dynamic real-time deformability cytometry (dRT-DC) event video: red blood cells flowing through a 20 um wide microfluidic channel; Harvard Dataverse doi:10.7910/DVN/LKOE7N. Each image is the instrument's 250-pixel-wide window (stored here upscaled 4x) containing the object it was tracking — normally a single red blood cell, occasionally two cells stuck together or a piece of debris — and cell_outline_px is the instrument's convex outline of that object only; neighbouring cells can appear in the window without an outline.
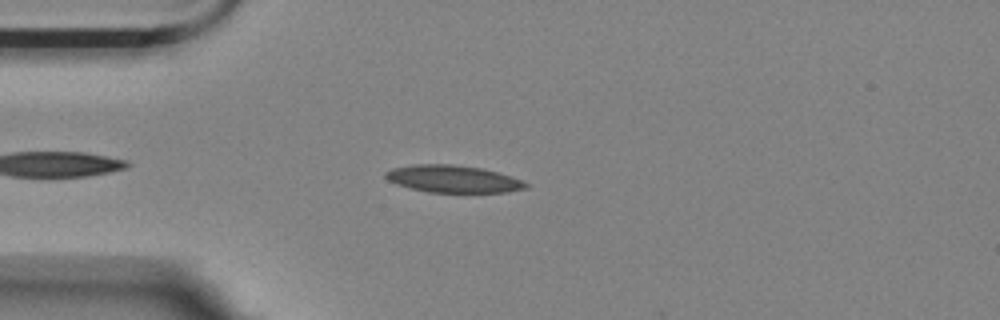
{"species": "Egyptian fruit bat (a non-hibernating species)", "species_latin": "Rousettus aegyptiacus", "temperature_condition": "room temperature", "stored_images_in_passage": 37, "camera_frame_rate_fps": 3000, "um_per_image_px": 0.085, "animal": {"sex": "female"}, "frame": {"image": 1, "passage_image": 6, "time_ms": 1.667, "image_size_px": [1000, 320], "cell_outline_px": [[528, 188], [508, 192], [428, 192], [396, 184], [388, 180], [384, 176], [384, 172], [392, 168], [412, 164], [452, 164], [484, 168], [512, 176], [528, 184]], "centroid_in_image_um": [38.51, 15.2], "position_along_channel_um": 46.5, "area_um2": 22.37}}
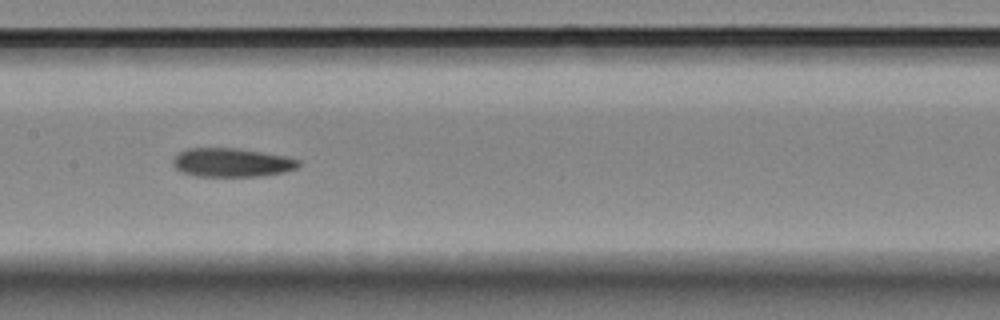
{"frame": {"image": 2, "passage_image": 19, "time_ms": 6.0, "image_size_px": [1000, 320], "cell_outline_px": [[300, 164], [296, 168], [284, 172], [256, 176], [196, 176], [184, 172], [176, 168], [172, 164], [172, 160], [180, 152], [188, 148], [236, 148], [288, 156], [300, 160]], "centroid_in_image_um": [19.72, 13.81], "position_along_channel_um": 187.7, "area_um2": 20.92}}
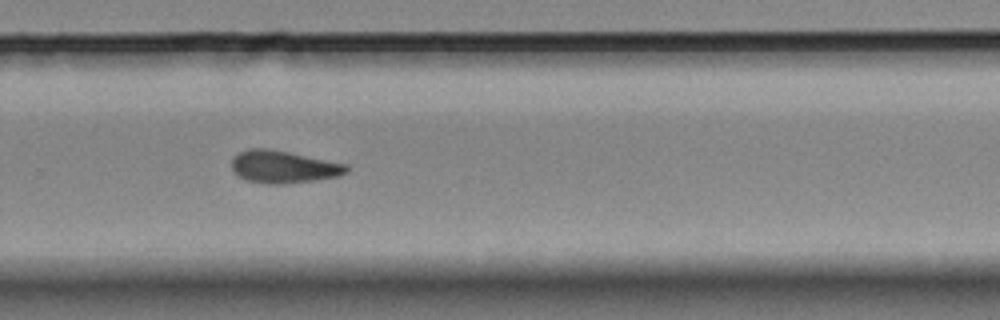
{"frame": {"image": 3, "passage_image": 29, "time_ms": 9.333, "image_size_px": [1000, 320], "cell_outline_px": [[348, 172], [340, 176], [316, 180], [284, 184], [264, 184], [248, 180], [240, 176], [232, 168], [232, 156], [248, 148], [268, 148], [348, 164]], "centroid_in_image_um": [24.11, 14.18], "position_along_channel_um": 305.7, "area_um2": 21.73}, "authors_computed_cell_mechanics": {"area_um2": 21.5016, "velocity_mm_per_s": 3.5474, "shape_relaxation_time_tau1_ms": null, "shape_relaxation_time_tau2_ms": 7.2415, "deformation_change_tau1": null, "deformation_change_tau2": 0.1647}}